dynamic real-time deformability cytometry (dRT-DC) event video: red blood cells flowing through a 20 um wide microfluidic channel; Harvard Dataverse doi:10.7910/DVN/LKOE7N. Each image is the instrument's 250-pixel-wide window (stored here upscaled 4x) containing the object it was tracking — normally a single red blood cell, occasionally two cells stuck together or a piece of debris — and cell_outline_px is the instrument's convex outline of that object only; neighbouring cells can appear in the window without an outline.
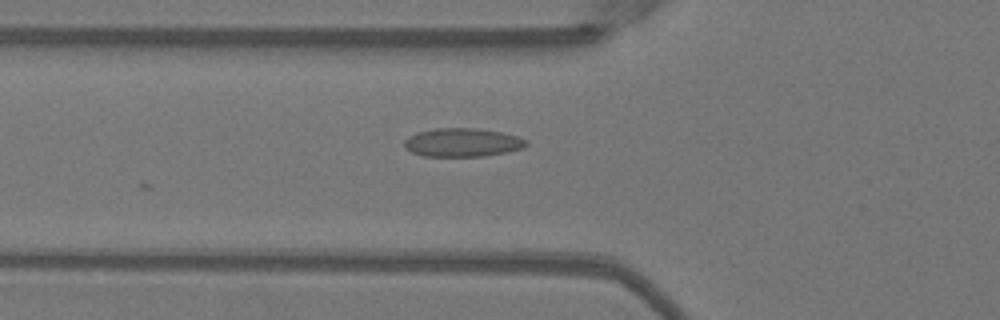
{"species": "Egyptian fruit bat (a non-hibernating species)", "species_latin": "Rousettus aegyptiacus", "temperature_condition": "warm", "stored_images_in_passage": 6, "camera_frame_rate_fps": 3000, "um_per_image_px": 0.085, "animal": {"sex": "female"}, "frame": {"image": 1, "passage_image": 2, "time_ms": 0.333, "image_size_px": [1000, 320], "cell_outline_px": [[528, 144], [524, 148], [484, 156], [424, 156], [412, 152], [404, 148], [404, 140], [408, 136], [416, 132], [436, 128], [476, 128], [500, 132], [516, 136], [528, 140]], "centroid_in_image_um": [39.28, 12.1], "position_along_channel_um": 86.5, "area_um2": 20.29}}
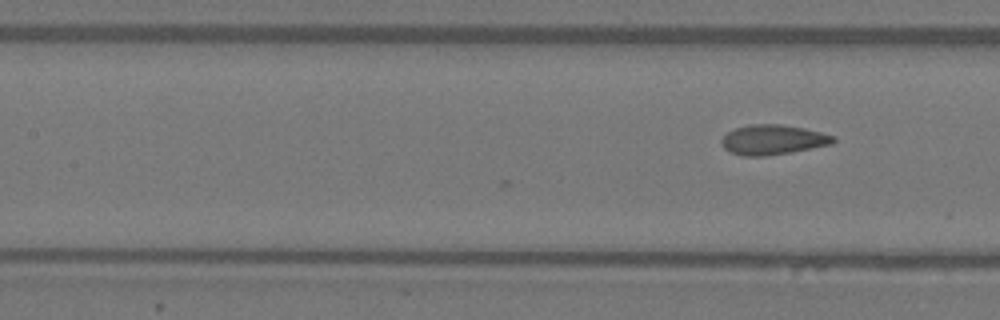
{"frame": {"image": 2, "passage_image": 6, "time_ms": 1.667, "image_size_px": [1000, 320], "cell_outline_px": [[836, 140], [832, 144], [792, 152], [764, 156], [740, 156], [728, 152], [720, 144], [720, 140], [728, 132], [736, 128], [748, 124], [780, 124], [804, 128], [836, 136]], "centroid_in_image_um": [65.67, 11.88], "position_along_channel_um": 141.7, "area_um2": 19.65}}